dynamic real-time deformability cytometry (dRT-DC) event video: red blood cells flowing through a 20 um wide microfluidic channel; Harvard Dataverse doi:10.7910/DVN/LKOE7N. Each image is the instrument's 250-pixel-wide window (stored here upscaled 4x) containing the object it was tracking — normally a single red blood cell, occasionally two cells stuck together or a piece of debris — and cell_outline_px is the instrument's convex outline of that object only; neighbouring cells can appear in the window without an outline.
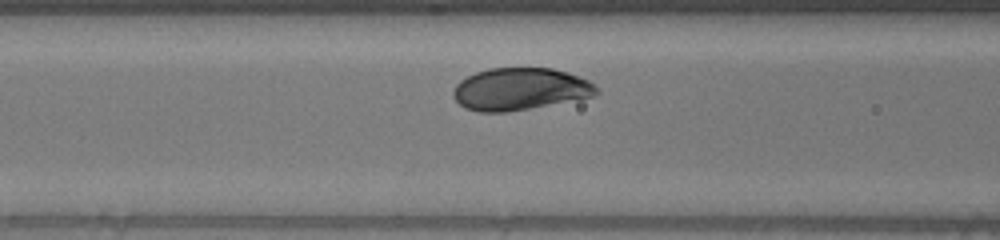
{"species": "human", "species_latin": "Homo sapiens", "temperature_condition": "warm", "stored_images_in_passage": 32, "camera_frame_rate_fps": 3000, "um_per_image_px": 0.085, "donor": {"sex": "male"}, "frame": {"image": 1, "passage_image": 9, "time_ms": 2.667, "image_size_px": [1000, 240], "cell_outline_px": [[600, 92], [592, 96], [508, 112], [476, 112], [464, 108], [452, 96], [452, 92], [456, 84], [460, 80], [476, 72], [488, 68], [552, 68], [568, 72], [588, 80]], "centroid_in_image_um": [44.15, 7.57], "position_along_channel_um": 122.5, "area_um2": 35.08}}
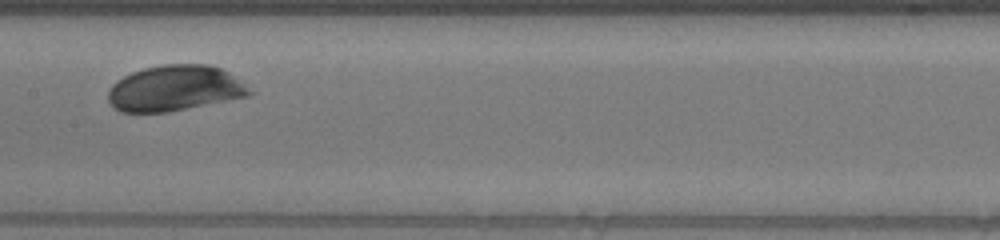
{"frame": {"image": 2, "passage_image": 15, "time_ms": 4.667, "image_size_px": [1000, 240], "cell_outline_px": [[256, 92], [248, 96], [168, 112], [120, 112], [112, 108], [108, 100], [108, 92], [112, 84], [116, 80], [132, 72], [144, 68], [164, 64], [208, 64], [220, 68], [228, 72]], "centroid_in_image_um": [14.84, 7.51], "position_along_channel_um": 192.6, "area_um2": 37.74}}
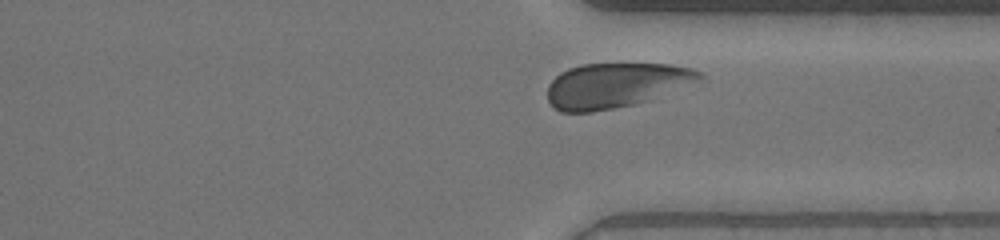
{"frame": {"image": 3, "passage_image": 29, "time_ms": 9.333, "image_size_px": [1000, 240], "cell_outline_px": [[708, 80], [636, 104], [592, 112], [560, 112], [548, 100], [548, 84], [560, 72], [568, 68], [584, 64], [672, 64], [692, 68], [700, 72]], "centroid_in_image_um": [52.42, 7.24], "position_along_channel_um": 359.0, "area_um2": 40.17}}